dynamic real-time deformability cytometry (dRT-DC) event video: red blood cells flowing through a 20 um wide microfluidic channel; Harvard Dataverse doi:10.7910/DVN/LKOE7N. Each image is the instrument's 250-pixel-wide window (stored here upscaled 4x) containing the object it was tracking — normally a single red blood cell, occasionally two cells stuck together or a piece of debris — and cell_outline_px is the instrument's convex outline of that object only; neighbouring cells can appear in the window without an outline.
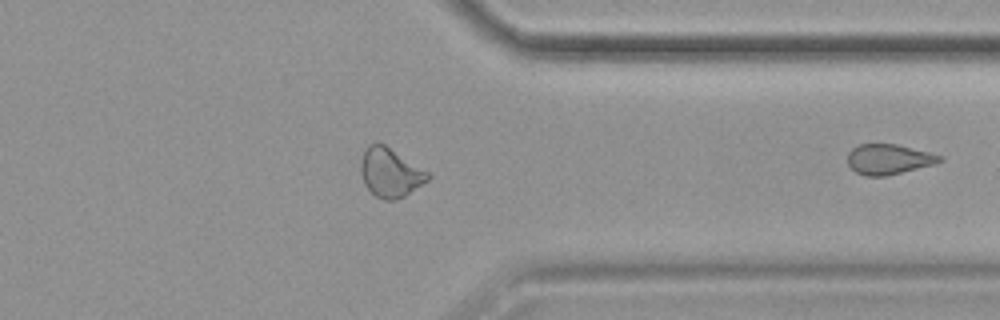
{"species": "common noctule bat (a hibernating species)", "species_latin": "Nyctalus noctula", "temperature_condition": "cold", "stored_images_in_passage": 43, "camera_frame_rate_fps": 3000, "um_per_image_px": 0.085, "animal": {"sex": "female", "body_mass_g": 19.9}, "frame": {"image": 1, "passage_image": 43, "time_ms": 14.0, "image_size_px": [1000, 320], "cell_outline_px": [[944, 160], [936, 164], [884, 176], [864, 176], [856, 172], [848, 164], [848, 152], [852, 148], [860, 144], [896, 144], [944, 156]], "centroid_in_image_um": [75.55, 13.53], "position_along_channel_um": 335.8, "area_um2": 16.18}}